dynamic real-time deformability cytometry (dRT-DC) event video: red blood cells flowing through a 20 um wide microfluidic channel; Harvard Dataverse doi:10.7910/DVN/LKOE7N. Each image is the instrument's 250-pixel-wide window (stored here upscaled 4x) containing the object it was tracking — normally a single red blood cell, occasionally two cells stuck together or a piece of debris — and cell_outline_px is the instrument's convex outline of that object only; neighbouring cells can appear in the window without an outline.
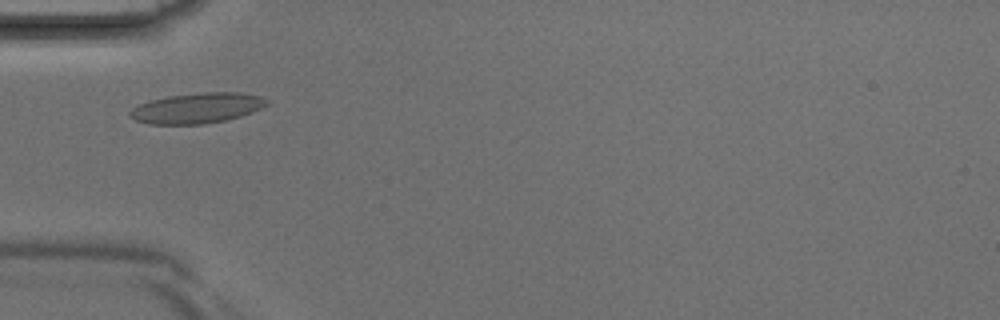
{"species": "Egyptian fruit bat (a non-hibernating species)", "species_latin": "Rousettus aegyptiacus", "temperature_condition": "room temperature", "stored_images_in_passage": 2, "camera_frame_rate_fps": 3000, "um_per_image_px": 0.085, "animal": {"sex": "male"}, "frame": {"image": 1, "passage_image": 2, "time_ms": 0.333, "image_size_px": [1000, 320], "cell_outline_px": [[272, 100], [268, 104], [252, 112], [228, 120], [204, 124], [148, 124], [136, 120], [128, 116], [128, 112], [132, 108], [140, 104], [152, 100], [172, 96], [204, 92], [240, 92], [260, 96]], "centroid_in_image_um": [16.79, 9.19], "position_along_channel_um": 68.2, "area_um2": 24.22}}